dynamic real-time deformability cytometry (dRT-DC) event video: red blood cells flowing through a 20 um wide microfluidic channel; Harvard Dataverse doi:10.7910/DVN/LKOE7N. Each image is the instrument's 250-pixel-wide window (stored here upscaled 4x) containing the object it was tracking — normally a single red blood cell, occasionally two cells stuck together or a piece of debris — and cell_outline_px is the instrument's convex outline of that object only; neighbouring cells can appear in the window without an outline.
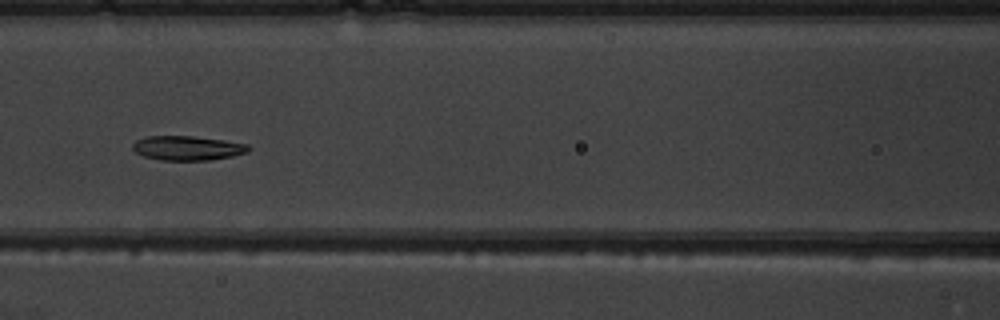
{"species": "common noctule bat (a hibernating species)", "species_latin": "Nyctalus noctula", "temperature_condition": "warm", "stored_images_in_passage": 8, "camera_frame_rate_fps": 3000, "um_per_image_px": 0.085, "animal": {"sex": "male", "body_mass_g": 19.5, "forearm_length_mm": 54.6}, "frame": {"image": 1, "passage_image": 7, "time_ms": 7.0, "image_size_px": [1000, 320], "cell_outline_px": [[252, 148], [248, 152], [232, 156], [212, 160], [160, 160], [144, 156], [136, 152], [132, 148], [132, 144], [136, 140], [148, 136], [192, 136], [224, 140], [248, 144]], "centroid_in_image_um": [15.96, 12.58], "position_along_channel_um": 150.6, "area_um2": 16.53}}
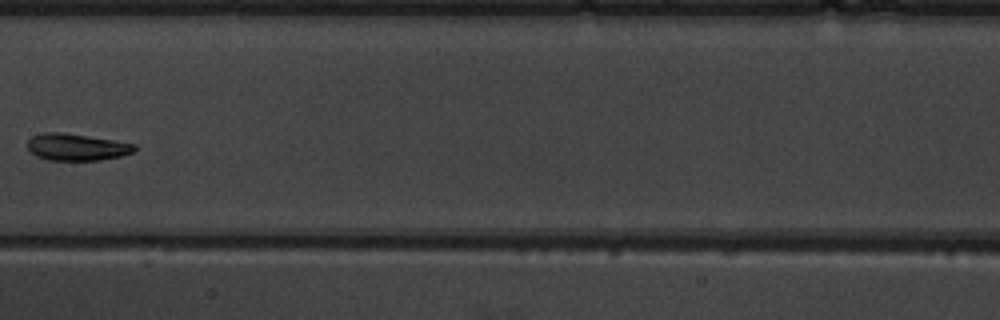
{"frame": {"image": 2, "passage_image": 8, "time_ms": 8.333, "image_size_px": [1000, 320], "cell_outline_px": [[136, 148], [132, 152], [120, 156], [100, 160], [48, 160], [36, 156], [28, 148], [28, 140], [32, 136], [44, 132], [64, 132], [136, 144]], "centroid_in_image_um": [6.49, 12.5], "position_along_channel_um": 200.9, "area_um2": 16.65}}